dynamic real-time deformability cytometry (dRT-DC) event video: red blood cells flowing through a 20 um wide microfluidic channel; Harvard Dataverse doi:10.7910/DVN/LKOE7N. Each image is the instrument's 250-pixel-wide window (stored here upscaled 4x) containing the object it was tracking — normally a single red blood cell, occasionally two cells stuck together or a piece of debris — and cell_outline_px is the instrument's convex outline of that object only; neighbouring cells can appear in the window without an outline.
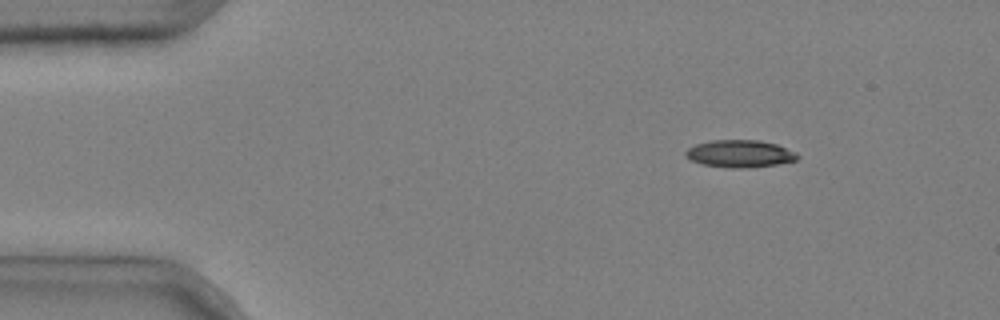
{"species": "common noctule bat (a hibernating species)", "species_latin": "Nyctalus noctula", "temperature_condition": "cold", "stored_images_in_passage": 4, "camera_frame_rate_fps": 3000, "um_per_image_px": 0.085, "animal": {"sex": "male", "body_mass_g": 20.4}, "frame": {"image": 1, "passage_image": 1, "time_ms": 0.0, "image_size_px": [1000, 320], "cell_outline_px": [[800, 156], [796, 160], [776, 164], [748, 168], [732, 168], [700, 164], [688, 160], [684, 156], [684, 152], [688, 148], [696, 144], [712, 140], [760, 140], [776, 144], [796, 152]], "centroid_in_image_um": [62.84, 13.07], "position_along_channel_um": 22.2, "area_um2": 17.98}}
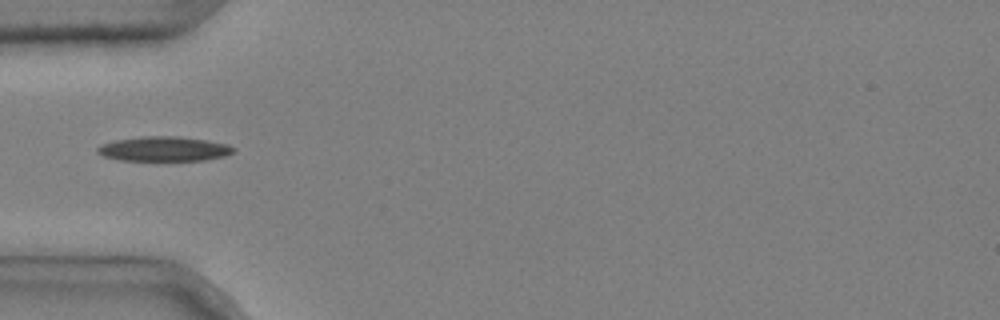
{"frame": {"image": 2, "passage_image": 4, "time_ms": 1.0, "image_size_px": [1000, 320], "cell_outline_px": [[236, 152], [224, 156], [204, 160], [120, 160], [104, 156], [96, 152], [96, 148], [104, 144], [116, 140], [140, 136], [176, 136], [204, 140], [228, 144], [236, 148]], "centroid_in_image_um": [13.96, 12.65], "position_along_channel_um": 71.0, "area_um2": 19.42}}